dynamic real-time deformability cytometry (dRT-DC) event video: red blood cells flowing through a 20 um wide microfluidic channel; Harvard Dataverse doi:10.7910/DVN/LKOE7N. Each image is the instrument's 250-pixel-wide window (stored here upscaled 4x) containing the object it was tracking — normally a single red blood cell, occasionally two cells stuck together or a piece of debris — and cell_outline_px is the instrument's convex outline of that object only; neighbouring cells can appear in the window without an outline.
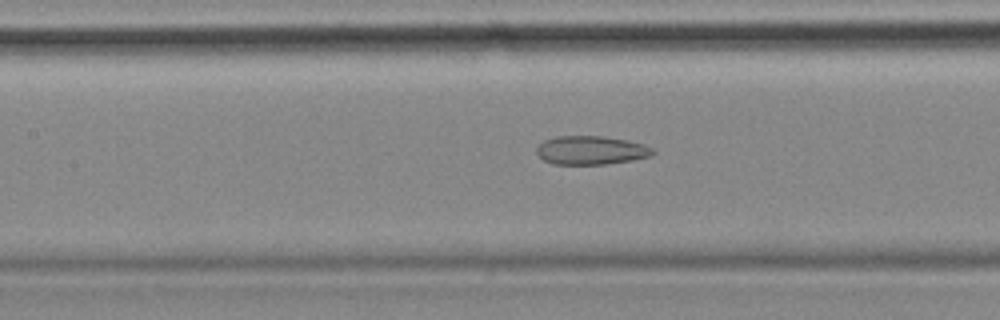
{"species": "common noctule bat (a hibernating species)", "species_latin": "Nyctalus noctula", "temperature_condition": "cold", "stored_images_in_passage": 13, "camera_frame_rate_fps": 3000, "um_per_image_px": 0.085, "animal": {"sex": "female", "body_mass_g": 18.4}, "frame": {"image": 1, "passage_image": 11, "time_ms": 3.333, "image_size_px": [1000, 320], "cell_outline_px": [[656, 152], [652, 156], [632, 160], [604, 164], [552, 164], [544, 160], [536, 152], [536, 148], [544, 140], [556, 136], [600, 136], [628, 140], [644, 144], [652, 148]], "centroid_in_image_um": [50.25, 12.77], "position_along_channel_um": 157.1, "area_um2": 19.42}}